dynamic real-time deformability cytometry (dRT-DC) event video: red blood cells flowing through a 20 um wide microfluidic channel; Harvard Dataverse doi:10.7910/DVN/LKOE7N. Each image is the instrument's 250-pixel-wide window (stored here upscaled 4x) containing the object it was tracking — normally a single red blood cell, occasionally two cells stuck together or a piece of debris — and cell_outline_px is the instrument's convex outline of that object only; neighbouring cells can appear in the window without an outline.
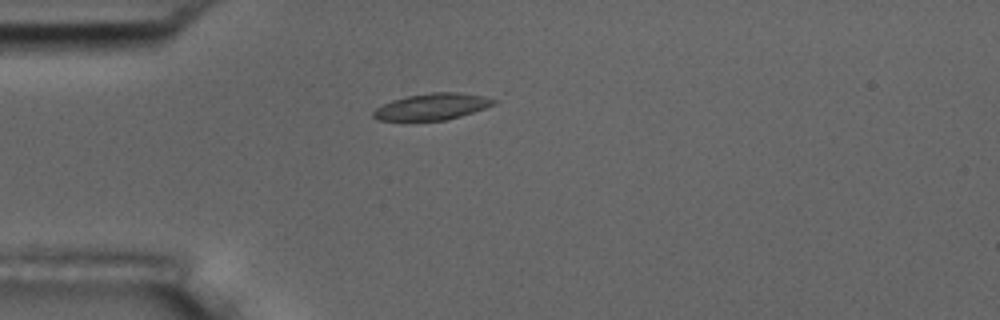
{"species": "common noctule bat (a hibernating species)", "species_latin": "Nyctalus noctula", "temperature_condition": "room temperature", "stored_images_in_passage": 6, "camera_frame_rate_fps": 3000, "um_per_image_px": 0.085, "animal": {"sex": "male", "body_mass_g": 17.5, "forearm_length_mm": 52.3}, "frame": {"image": 1, "passage_image": 3, "time_ms": 2.333, "image_size_px": [1000, 320], "cell_outline_px": [[496, 104], [448, 120], [380, 120], [372, 116], [372, 112], [376, 108], [392, 100], [408, 96], [432, 92], [460, 92], [496, 96]], "centroid_in_image_um": [36.82, 9.04], "position_along_channel_um": 48.2, "area_um2": 18.73}}